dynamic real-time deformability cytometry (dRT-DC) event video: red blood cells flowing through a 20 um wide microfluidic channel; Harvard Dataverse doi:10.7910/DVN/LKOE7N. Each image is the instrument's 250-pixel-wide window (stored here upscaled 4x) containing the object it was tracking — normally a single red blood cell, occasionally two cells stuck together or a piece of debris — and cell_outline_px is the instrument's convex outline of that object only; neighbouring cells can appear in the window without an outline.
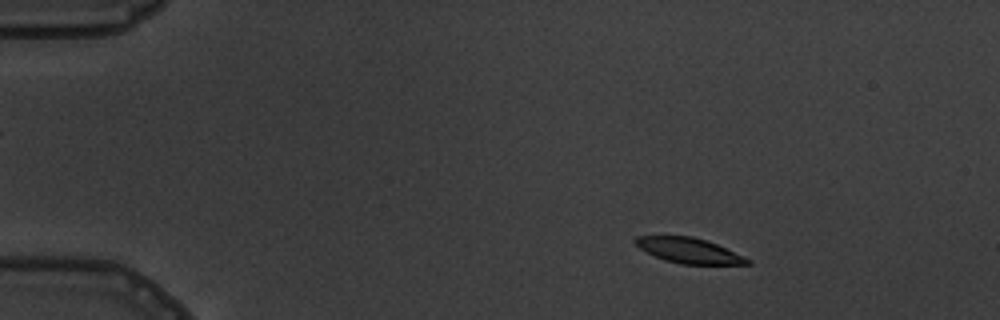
{"species": "common noctule bat (a hibernating species)", "species_latin": "Nyctalus noctula", "temperature_condition": "warm", "stored_images_in_passage": 6, "camera_frame_rate_fps": 3000, "um_per_image_px": 0.085, "animal": {"sex": "male", "body_mass_g": 19.5, "forearm_length_mm": 54.6}, "frame": {"image": 1, "passage_image": 1, "time_ms": 0.0, "image_size_px": [1000, 320], "cell_outline_px": [[752, 264], [684, 264], [664, 260], [640, 248], [632, 240], [636, 236], [692, 236], [716, 244], [744, 256], [752, 260]], "centroid_in_image_um": [58.57, 21.29], "position_along_channel_um": 26.4, "area_um2": 16.24}}
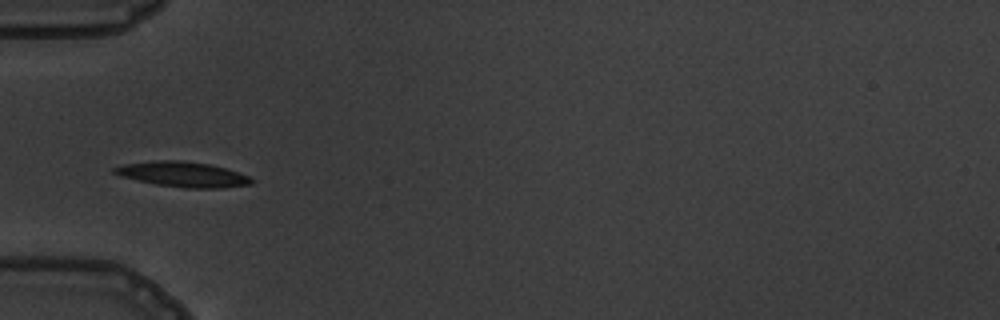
{"frame": {"image": 2, "passage_image": 4, "time_ms": 3.333, "image_size_px": [1000, 320], "cell_outline_px": [[256, 180], [252, 184], [220, 188], [184, 188], [156, 184], [120, 176], [112, 172], [112, 168], [124, 164], [152, 160], [184, 160], [212, 164], [240, 172]], "centroid_in_image_um": [15.57, 14.81], "position_along_channel_um": 69.4, "area_um2": 20.4}}